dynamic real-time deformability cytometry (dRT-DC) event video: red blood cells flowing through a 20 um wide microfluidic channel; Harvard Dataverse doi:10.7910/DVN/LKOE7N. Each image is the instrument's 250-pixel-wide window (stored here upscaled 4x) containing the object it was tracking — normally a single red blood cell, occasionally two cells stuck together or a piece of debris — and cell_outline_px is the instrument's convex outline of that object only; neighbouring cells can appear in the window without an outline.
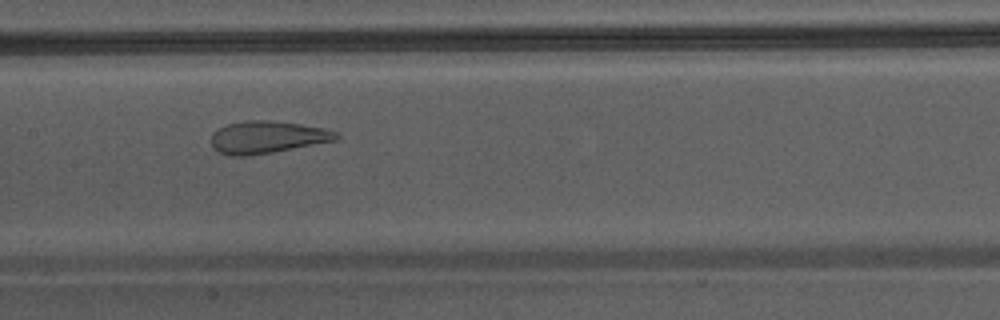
{"species": "Egyptian fruit bat (a non-hibernating species)", "species_latin": "Rousettus aegyptiacus", "temperature_condition": "warm", "stored_images_in_passage": 31, "camera_frame_rate_fps": 3000, "um_per_image_px": 0.085, "animal": {"sex": "male"}, "frame": {"image": 1, "passage_image": 14, "time_ms": 4.333, "image_size_px": [1000, 320], "cell_outline_px": [[340, 136], [336, 140], [272, 152], [248, 156], [232, 156], [216, 152], [212, 148], [212, 136], [220, 128], [228, 124], [244, 120], [268, 120], [300, 124], [324, 128], [336, 132]], "centroid_in_image_um": [22.69, 11.66], "position_along_channel_um": 184.7, "area_um2": 23.35}}